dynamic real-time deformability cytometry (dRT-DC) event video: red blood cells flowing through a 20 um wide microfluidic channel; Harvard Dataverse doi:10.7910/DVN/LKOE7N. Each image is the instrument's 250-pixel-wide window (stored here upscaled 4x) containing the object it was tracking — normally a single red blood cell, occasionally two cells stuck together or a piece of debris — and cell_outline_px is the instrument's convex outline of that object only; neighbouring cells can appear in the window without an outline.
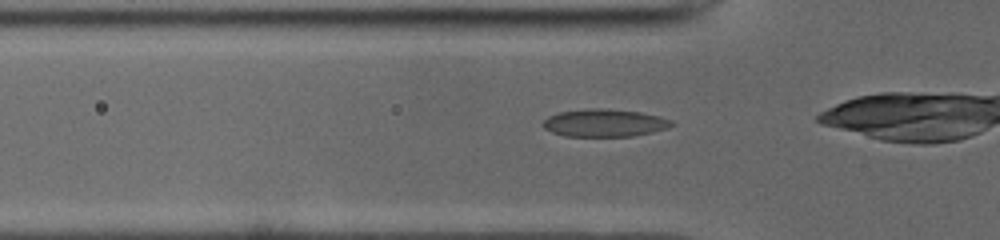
{"species": "common noctule bat (a hibernating species)", "species_latin": "Nyctalus noctula", "temperature_condition": "cold", "stored_images_in_passage": 31, "camera_frame_rate_fps": 3000, "um_per_image_px": 0.085, "animal": {"sex": "male", "body_mass_g": 19.0, "forearm_length_mm": 50.8}, "frame": {"image": 1, "passage_image": 8, "time_ms": 2.333, "image_size_px": [1000, 240], "cell_outline_px": [[676, 124], [668, 128], [652, 132], [632, 136], [564, 136], [552, 132], [544, 128], [544, 120], [548, 116], [560, 112], [592, 108], [604, 108], [640, 112], [660, 116], [672, 120]], "centroid_in_image_um": [51.42, 10.45], "position_along_channel_um": 74.4, "area_um2": 20.69}}
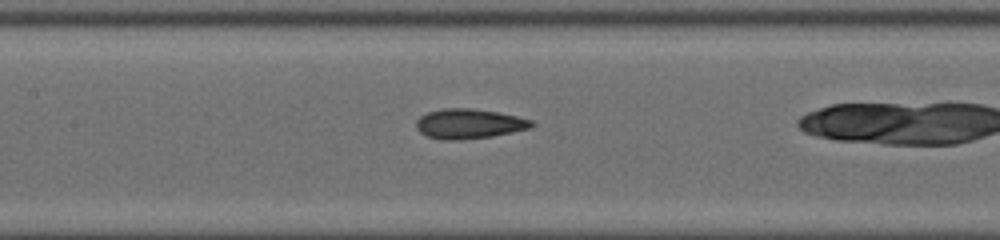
{"frame": {"image": 2, "passage_image": 15, "time_ms": 4.667, "image_size_px": [1000, 240], "cell_outline_px": [[536, 124], [532, 128], [492, 136], [464, 140], [440, 140], [428, 136], [420, 132], [416, 128], [416, 120], [420, 116], [428, 112], [444, 108], [472, 108], [496, 112], [516, 116], [532, 120]], "centroid_in_image_um": [39.87, 10.53], "position_along_channel_um": 167.5, "area_um2": 20.17}}
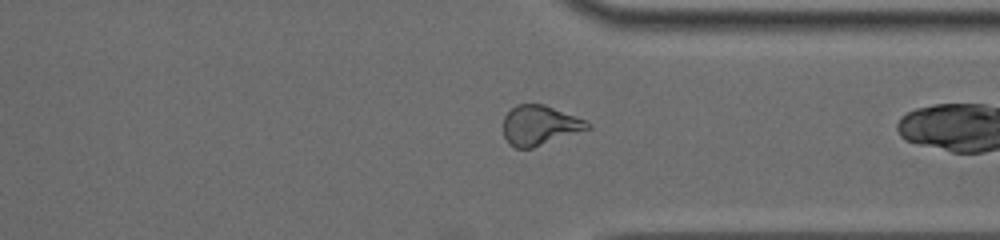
{"frame": {"image": 3, "passage_image": 30, "time_ms": 9.667, "image_size_px": [1000, 240], "cell_outline_px": [[592, 128], [532, 148], [516, 148], [508, 144], [504, 136], [504, 116], [516, 104], [544, 104], [584, 120], [592, 124]], "centroid_in_image_um": [45.87, 10.66], "position_along_channel_um": 365.5, "area_um2": 19.42}}